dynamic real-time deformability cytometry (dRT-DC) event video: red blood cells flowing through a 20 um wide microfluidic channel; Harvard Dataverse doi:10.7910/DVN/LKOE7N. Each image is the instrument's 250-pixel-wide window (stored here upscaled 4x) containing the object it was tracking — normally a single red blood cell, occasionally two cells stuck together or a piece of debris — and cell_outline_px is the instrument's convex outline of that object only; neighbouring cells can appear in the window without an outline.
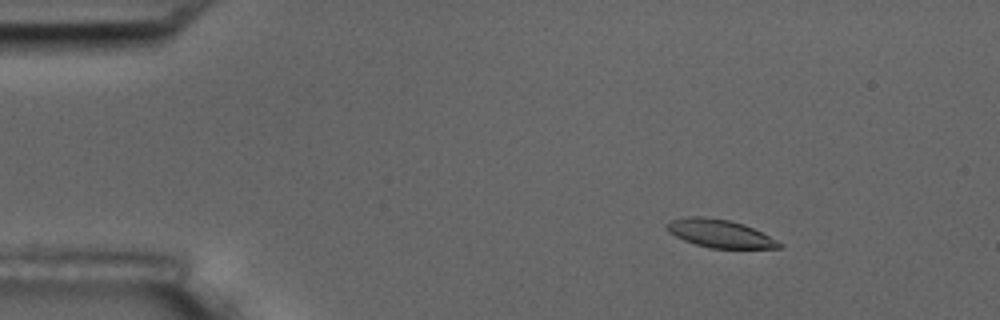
{"species": "common noctule bat (a hibernating species)", "species_latin": "Nyctalus noctula", "temperature_condition": "room temperature", "stored_images_in_passage": 5, "camera_frame_rate_fps": 3000, "um_per_image_px": 0.085, "animal": {"sex": "male", "body_mass_g": 17.5, "forearm_length_mm": 52.3}, "frame": {"image": 1, "passage_image": 2, "time_ms": 1.0, "image_size_px": [1000, 320], "cell_outline_px": [[784, 244], [780, 248], [712, 248], [696, 244], [684, 240], [668, 232], [664, 224], [672, 220], [688, 216], [704, 216], [728, 220], [744, 224]], "centroid_in_image_um": [61.15, 19.84], "position_along_channel_um": 23.8, "area_um2": 18.15}}
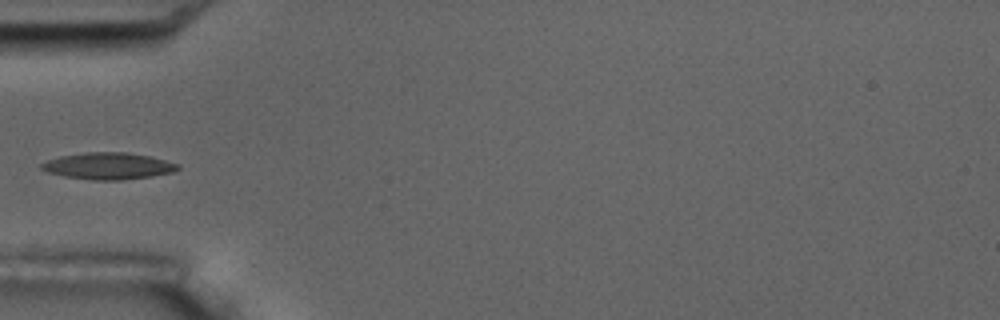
{"frame": {"image": 2, "passage_image": 5, "time_ms": 4.667, "image_size_px": [1000, 320], "cell_outline_px": [[180, 168], [172, 172], [152, 176], [120, 180], [92, 180], [64, 176], [48, 172], [40, 168], [40, 164], [48, 160], [60, 156], [84, 152], [124, 152], [152, 156], [180, 164]], "centroid_in_image_um": [9.22, 14.1], "position_along_channel_um": 75.8, "area_um2": 21.27}}